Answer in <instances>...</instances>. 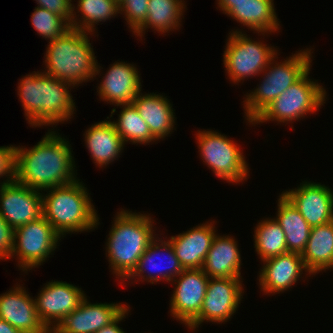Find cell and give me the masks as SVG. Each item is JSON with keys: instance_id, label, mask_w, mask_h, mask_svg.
Instances as JSON below:
<instances>
[{"instance_id": "6da1fadb", "label": "cell", "mask_w": 333, "mask_h": 333, "mask_svg": "<svg viewBox=\"0 0 333 333\" xmlns=\"http://www.w3.org/2000/svg\"><path fill=\"white\" fill-rule=\"evenodd\" d=\"M71 149L69 141L52 130L30 149L16 146L15 180L41 192L77 180Z\"/></svg>"}, {"instance_id": "e0dca14e", "label": "cell", "mask_w": 333, "mask_h": 333, "mask_svg": "<svg viewBox=\"0 0 333 333\" xmlns=\"http://www.w3.org/2000/svg\"><path fill=\"white\" fill-rule=\"evenodd\" d=\"M259 271V288L264 294H279L292 288V286L304 274H308L303 258L300 253L287 252L263 261L262 269Z\"/></svg>"}, {"instance_id": "603a6c76", "label": "cell", "mask_w": 333, "mask_h": 333, "mask_svg": "<svg viewBox=\"0 0 333 333\" xmlns=\"http://www.w3.org/2000/svg\"><path fill=\"white\" fill-rule=\"evenodd\" d=\"M235 238L216 235L202 270L209 278H241V254Z\"/></svg>"}, {"instance_id": "d6a6232c", "label": "cell", "mask_w": 333, "mask_h": 333, "mask_svg": "<svg viewBox=\"0 0 333 333\" xmlns=\"http://www.w3.org/2000/svg\"><path fill=\"white\" fill-rule=\"evenodd\" d=\"M149 0H121L119 14H123L128 28L133 34L144 24L147 19ZM123 12V13H122Z\"/></svg>"}, {"instance_id": "4fadbf2b", "label": "cell", "mask_w": 333, "mask_h": 333, "mask_svg": "<svg viewBox=\"0 0 333 333\" xmlns=\"http://www.w3.org/2000/svg\"><path fill=\"white\" fill-rule=\"evenodd\" d=\"M209 277L202 268L184 269L173 279L175 288L170 299L172 317L186 327L199 315L206 294Z\"/></svg>"}, {"instance_id": "8d00e7d4", "label": "cell", "mask_w": 333, "mask_h": 333, "mask_svg": "<svg viewBox=\"0 0 333 333\" xmlns=\"http://www.w3.org/2000/svg\"><path fill=\"white\" fill-rule=\"evenodd\" d=\"M129 306L110 324L106 325L105 327H102L99 331L96 333H125L123 329L118 326L119 322L122 321L124 318H126V315L128 316L129 313Z\"/></svg>"}, {"instance_id": "d4e9b609", "label": "cell", "mask_w": 333, "mask_h": 333, "mask_svg": "<svg viewBox=\"0 0 333 333\" xmlns=\"http://www.w3.org/2000/svg\"><path fill=\"white\" fill-rule=\"evenodd\" d=\"M84 135L90 156L99 168L117 160L125 146L111 120L95 123L85 131Z\"/></svg>"}, {"instance_id": "8992f818", "label": "cell", "mask_w": 333, "mask_h": 333, "mask_svg": "<svg viewBox=\"0 0 333 333\" xmlns=\"http://www.w3.org/2000/svg\"><path fill=\"white\" fill-rule=\"evenodd\" d=\"M311 49L297 51L284 61H275L278 54L272 59L255 90L246 94L243 101L247 122L253 125V120L267 108L281 93L297 82L312 66ZM275 63V64H274ZM273 64V65H272Z\"/></svg>"}, {"instance_id": "ba28073f", "label": "cell", "mask_w": 333, "mask_h": 333, "mask_svg": "<svg viewBox=\"0 0 333 333\" xmlns=\"http://www.w3.org/2000/svg\"><path fill=\"white\" fill-rule=\"evenodd\" d=\"M196 140L199 155L214 175L228 183L240 184L247 180L249 168L238 144L217 131L198 130Z\"/></svg>"}, {"instance_id": "836d02e7", "label": "cell", "mask_w": 333, "mask_h": 333, "mask_svg": "<svg viewBox=\"0 0 333 333\" xmlns=\"http://www.w3.org/2000/svg\"><path fill=\"white\" fill-rule=\"evenodd\" d=\"M16 146L0 147V178H7L0 185L15 181Z\"/></svg>"}, {"instance_id": "9c48e42d", "label": "cell", "mask_w": 333, "mask_h": 333, "mask_svg": "<svg viewBox=\"0 0 333 333\" xmlns=\"http://www.w3.org/2000/svg\"><path fill=\"white\" fill-rule=\"evenodd\" d=\"M229 34L223 63L230 81L234 84L241 80L244 82L245 78L261 75L278 53L276 47L254 41L239 29L230 31Z\"/></svg>"}, {"instance_id": "7c38bea8", "label": "cell", "mask_w": 333, "mask_h": 333, "mask_svg": "<svg viewBox=\"0 0 333 333\" xmlns=\"http://www.w3.org/2000/svg\"><path fill=\"white\" fill-rule=\"evenodd\" d=\"M85 297L84 291L76 285L52 280L35 298L36 312L51 332L65 316L79 307Z\"/></svg>"}, {"instance_id": "e575fe53", "label": "cell", "mask_w": 333, "mask_h": 333, "mask_svg": "<svg viewBox=\"0 0 333 333\" xmlns=\"http://www.w3.org/2000/svg\"><path fill=\"white\" fill-rule=\"evenodd\" d=\"M37 7H41L62 16L69 24L73 15V4L71 0H36Z\"/></svg>"}, {"instance_id": "277c9868", "label": "cell", "mask_w": 333, "mask_h": 333, "mask_svg": "<svg viewBox=\"0 0 333 333\" xmlns=\"http://www.w3.org/2000/svg\"><path fill=\"white\" fill-rule=\"evenodd\" d=\"M88 34L70 28L61 37L49 41L43 61L46 66L44 73L74 87L96 78L101 66L98 65Z\"/></svg>"}, {"instance_id": "30bf717a", "label": "cell", "mask_w": 333, "mask_h": 333, "mask_svg": "<svg viewBox=\"0 0 333 333\" xmlns=\"http://www.w3.org/2000/svg\"><path fill=\"white\" fill-rule=\"evenodd\" d=\"M61 236L42 216L14 229L11 258L17 256L18 267L26 272L41 266L52 255Z\"/></svg>"}, {"instance_id": "8fae6325", "label": "cell", "mask_w": 333, "mask_h": 333, "mask_svg": "<svg viewBox=\"0 0 333 333\" xmlns=\"http://www.w3.org/2000/svg\"><path fill=\"white\" fill-rule=\"evenodd\" d=\"M242 278H209L199 315L187 326L195 330L206 322L223 323L232 318L243 298Z\"/></svg>"}, {"instance_id": "44dd1931", "label": "cell", "mask_w": 333, "mask_h": 333, "mask_svg": "<svg viewBox=\"0 0 333 333\" xmlns=\"http://www.w3.org/2000/svg\"><path fill=\"white\" fill-rule=\"evenodd\" d=\"M224 14L262 36L278 32V21L273 0H244L233 3H217Z\"/></svg>"}, {"instance_id": "9a60e30c", "label": "cell", "mask_w": 333, "mask_h": 333, "mask_svg": "<svg viewBox=\"0 0 333 333\" xmlns=\"http://www.w3.org/2000/svg\"><path fill=\"white\" fill-rule=\"evenodd\" d=\"M311 227L333 221V191L321 183L305 181L282 192Z\"/></svg>"}, {"instance_id": "7a4b0ae2", "label": "cell", "mask_w": 333, "mask_h": 333, "mask_svg": "<svg viewBox=\"0 0 333 333\" xmlns=\"http://www.w3.org/2000/svg\"><path fill=\"white\" fill-rule=\"evenodd\" d=\"M71 86L74 88L72 84L40 71L20 79L17 90L27 123L34 128L53 127L56 123L71 119L76 109L70 93Z\"/></svg>"}, {"instance_id": "f35d334b", "label": "cell", "mask_w": 333, "mask_h": 333, "mask_svg": "<svg viewBox=\"0 0 333 333\" xmlns=\"http://www.w3.org/2000/svg\"><path fill=\"white\" fill-rule=\"evenodd\" d=\"M244 0H217V3H233V2H242Z\"/></svg>"}, {"instance_id": "d590c367", "label": "cell", "mask_w": 333, "mask_h": 333, "mask_svg": "<svg viewBox=\"0 0 333 333\" xmlns=\"http://www.w3.org/2000/svg\"><path fill=\"white\" fill-rule=\"evenodd\" d=\"M14 240V229L0 214V260L11 259Z\"/></svg>"}, {"instance_id": "52a82bcc", "label": "cell", "mask_w": 333, "mask_h": 333, "mask_svg": "<svg viewBox=\"0 0 333 333\" xmlns=\"http://www.w3.org/2000/svg\"><path fill=\"white\" fill-rule=\"evenodd\" d=\"M309 73L310 69L265 108L253 120L254 126L266 121L292 124L294 120L318 111L324 105L327 94L324 86L309 78Z\"/></svg>"}, {"instance_id": "ac0fdd59", "label": "cell", "mask_w": 333, "mask_h": 333, "mask_svg": "<svg viewBox=\"0 0 333 333\" xmlns=\"http://www.w3.org/2000/svg\"><path fill=\"white\" fill-rule=\"evenodd\" d=\"M15 286L0 295V318L24 333H50L39 319L35 299L20 283Z\"/></svg>"}, {"instance_id": "f546056e", "label": "cell", "mask_w": 333, "mask_h": 333, "mask_svg": "<svg viewBox=\"0 0 333 333\" xmlns=\"http://www.w3.org/2000/svg\"><path fill=\"white\" fill-rule=\"evenodd\" d=\"M253 236L254 248L261 261L288 252L284 231L274 218L259 221Z\"/></svg>"}, {"instance_id": "7402d4cb", "label": "cell", "mask_w": 333, "mask_h": 333, "mask_svg": "<svg viewBox=\"0 0 333 333\" xmlns=\"http://www.w3.org/2000/svg\"><path fill=\"white\" fill-rule=\"evenodd\" d=\"M213 223V224H212ZM215 221L206 222L168 239L184 269L202 268L216 236Z\"/></svg>"}, {"instance_id": "3957f363", "label": "cell", "mask_w": 333, "mask_h": 333, "mask_svg": "<svg viewBox=\"0 0 333 333\" xmlns=\"http://www.w3.org/2000/svg\"><path fill=\"white\" fill-rule=\"evenodd\" d=\"M120 210L115 215L105 248L112 274L124 283L156 234L151 216Z\"/></svg>"}, {"instance_id": "4316f807", "label": "cell", "mask_w": 333, "mask_h": 333, "mask_svg": "<svg viewBox=\"0 0 333 333\" xmlns=\"http://www.w3.org/2000/svg\"><path fill=\"white\" fill-rule=\"evenodd\" d=\"M277 207V216L274 219L284 231L288 252L302 254L312 227L283 193L278 198Z\"/></svg>"}, {"instance_id": "5bb4252c", "label": "cell", "mask_w": 333, "mask_h": 333, "mask_svg": "<svg viewBox=\"0 0 333 333\" xmlns=\"http://www.w3.org/2000/svg\"><path fill=\"white\" fill-rule=\"evenodd\" d=\"M0 214L13 228L43 216V199L39 190L18 181L0 185Z\"/></svg>"}, {"instance_id": "83f0119b", "label": "cell", "mask_w": 333, "mask_h": 333, "mask_svg": "<svg viewBox=\"0 0 333 333\" xmlns=\"http://www.w3.org/2000/svg\"><path fill=\"white\" fill-rule=\"evenodd\" d=\"M148 5L147 19L134 35L142 40L147 28H153L161 35L180 28L186 8L184 0H149Z\"/></svg>"}, {"instance_id": "74e56055", "label": "cell", "mask_w": 333, "mask_h": 333, "mask_svg": "<svg viewBox=\"0 0 333 333\" xmlns=\"http://www.w3.org/2000/svg\"><path fill=\"white\" fill-rule=\"evenodd\" d=\"M0 333H24L10 325L7 321L0 318Z\"/></svg>"}, {"instance_id": "2e32d148", "label": "cell", "mask_w": 333, "mask_h": 333, "mask_svg": "<svg viewBox=\"0 0 333 333\" xmlns=\"http://www.w3.org/2000/svg\"><path fill=\"white\" fill-rule=\"evenodd\" d=\"M128 306L124 303H90L87 296L50 333H96L113 322Z\"/></svg>"}, {"instance_id": "cb8c5ba5", "label": "cell", "mask_w": 333, "mask_h": 333, "mask_svg": "<svg viewBox=\"0 0 333 333\" xmlns=\"http://www.w3.org/2000/svg\"><path fill=\"white\" fill-rule=\"evenodd\" d=\"M132 104L147 123L151 134L159 141L168 137L175 129V113L168 98L162 94L141 92L135 97Z\"/></svg>"}, {"instance_id": "f1b7e54d", "label": "cell", "mask_w": 333, "mask_h": 333, "mask_svg": "<svg viewBox=\"0 0 333 333\" xmlns=\"http://www.w3.org/2000/svg\"><path fill=\"white\" fill-rule=\"evenodd\" d=\"M77 2V13L80 12L79 14L82 16L77 18L79 16H76L77 13L74 11L75 6L73 4L70 28L91 33L90 35L95 32V24L110 20L113 16L119 14V4L115 0H78Z\"/></svg>"}, {"instance_id": "5b68a950", "label": "cell", "mask_w": 333, "mask_h": 333, "mask_svg": "<svg viewBox=\"0 0 333 333\" xmlns=\"http://www.w3.org/2000/svg\"><path fill=\"white\" fill-rule=\"evenodd\" d=\"M83 184L77 178L69 184L46 189L48 194L42 193L43 217L62 238L70 232L92 231L100 223Z\"/></svg>"}, {"instance_id": "484cf974", "label": "cell", "mask_w": 333, "mask_h": 333, "mask_svg": "<svg viewBox=\"0 0 333 333\" xmlns=\"http://www.w3.org/2000/svg\"><path fill=\"white\" fill-rule=\"evenodd\" d=\"M301 256L311 275L333 267V221L311 228Z\"/></svg>"}, {"instance_id": "ffe728a7", "label": "cell", "mask_w": 333, "mask_h": 333, "mask_svg": "<svg viewBox=\"0 0 333 333\" xmlns=\"http://www.w3.org/2000/svg\"><path fill=\"white\" fill-rule=\"evenodd\" d=\"M163 252H165L164 254L168 258L167 260H164L165 262L167 261L166 262L167 264H165V265H168V266L164 265L165 268L160 270L161 267L158 264V261L155 262L154 259H158L157 257L162 256ZM159 259H161V258H159ZM162 261H163V259H162ZM148 266H152L154 268L155 272L153 271V269L151 272L147 268ZM183 270H184V268L182 267V265L180 264V261L176 257V254L173 249V246L171 245V242L169 240H166V241L162 240L156 236L151 241L149 246L146 248V251L139 259L136 268L126 278L127 279L126 282L128 281V279L130 281H132L131 283H133V280H134V282L148 281L150 284L151 283L154 284V282L155 283L160 282L161 280H163V281L166 280L167 282H171L173 279L177 278L182 273ZM146 271H147L148 275L144 274V273H146ZM135 279H139V281L135 280Z\"/></svg>"}, {"instance_id": "d6986e66", "label": "cell", "mask_w": 333, "mask_h": 333, "mask_svg": "<svg viewBox=\"0 0 333 333\" xmlns=\"http://www.w3.org/2000/svg\"><path fill=\"white\" fill-rule=\"evenodd\" d=\"M98 86L99 98L112 105L130 104L141 92V80L134 64L116 62L111 64Z\"/></svg>"}, {"instance_id": "1f68e13d", "label": "cell", "mask_w": 333, "mask_h": 333, "mask_svg": "<svg viewBox=\"0 0 333 333\" xmlns=\"http://www.w3.org/2000/svg\"><path fill=\"white\" fill-rule=\"evenodd\" d=\"M31 24L37 34L48 41L61 37L70 29V24L62 16L41 7H35Z\"/></svg>"}, {"instance_id": "4dcf8cb0", "label": "cell", "mask_w": 333, "mask_h": 333, "mask_svg": "<svg viewBox=\"0 0 333 333\" xmlns=\"http://www.w3.org/2000/svg\"><path fill=\"white\" fill-rule=\"evenodd\" d=\"M122 109L118 114V119L111 121L117 133L125 142L132 144H148L157 141L151 134L147 123L142 119L135 106L130 104L119 105ZM122 106V107H121Z\"/></svg>"}]
</instances>
